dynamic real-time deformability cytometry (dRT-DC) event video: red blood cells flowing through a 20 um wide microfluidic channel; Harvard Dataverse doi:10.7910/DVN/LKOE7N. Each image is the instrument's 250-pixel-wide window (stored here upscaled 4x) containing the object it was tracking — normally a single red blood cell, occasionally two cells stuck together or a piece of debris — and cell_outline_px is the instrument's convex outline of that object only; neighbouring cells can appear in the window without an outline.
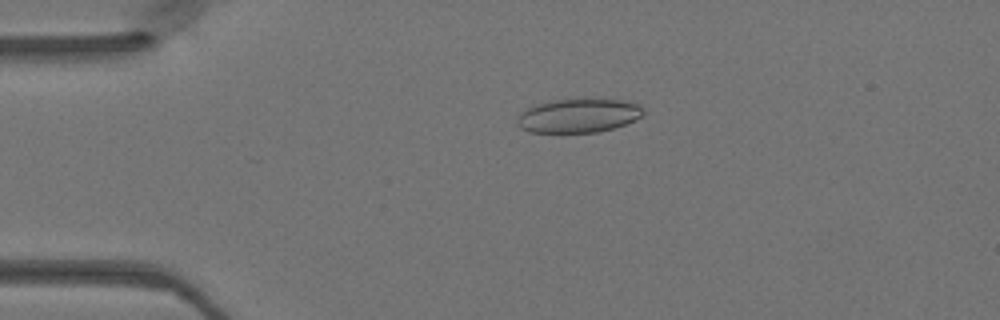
{"species": "Egyptian fruit bat (a non-hibernating species)", "species_latin": "Rousettus aegyptiacus", "temperature_condition": "warm", "stored_images_in_passage": 45, "camera_frame_rate_fps": 3000, "um_per_image_px": 0.085, "animal": {"sex": "female"}, "frame": {"image": 1, "passage_image": 7, "time_ms": 2.0, "image_size_px": [1000, 320], "cell_outline_px": [[644, 112], [640, 116], [624, 124], [600, 132], [560, 136], [528, 132], [520, 128], [516, 124], [516, 120], [520, 112], [524, 108], [536, 104], [556, 100], [620, 100], [636, 104], [644, 108]], "centroid_in_image_um": [49.03, 9.9], "position_along_channel_um": 36.0, "area_um2": 25.61}}
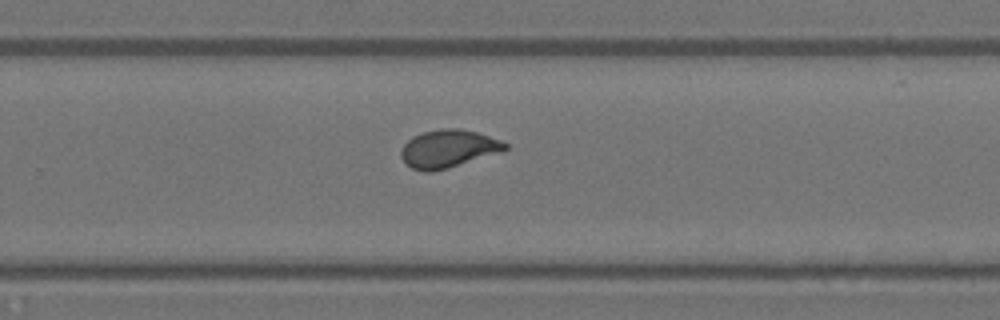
{"frame": {"image": 2, "passage_image": 28, "time_ms": 9.0, "image_size_px": [1000, 320], "cell_outline_px": [[508, 148], [504, 152], [448, 168], [432, 172], [424, 172], [412, 168], [400, 156], [400, 152], [404, 144], [412, 136], [420, 132], [440, 128], [456, 128], [476, 132], [500, 140], [508, 144]], "centroid_in_image_um": [38.11, 12.64], "position_along_channel_um": 291.7, "area_um2": 23.18}}
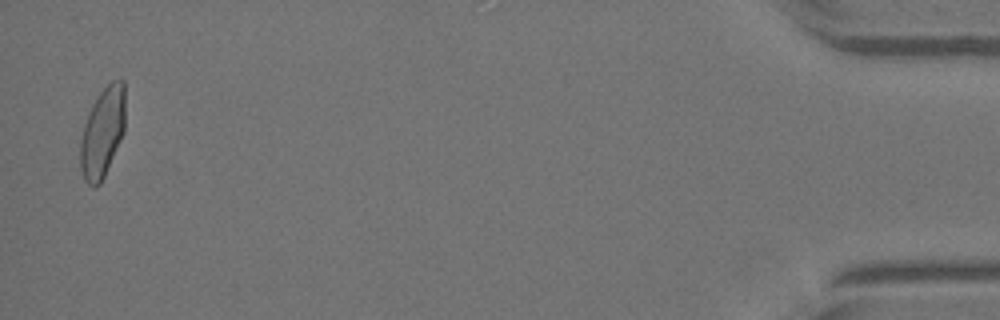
{"frame": {"image": 3, "passage_image": 44, "time_ms": 14.333, "image_size_px": [1000, 320], "cell_outline_px": [[124, 132], [104, 176], [100, 184], [96, 188], [92, 188], [84, 180], [80, 168], [80, 140], [84, 124], [92, 104], [100, 92], [112, 80], [124, 80]], "centroid_in_image_um": [8.69, 11.28], "position_along_channel_um": 426.5, "area_um2": 23.47}}